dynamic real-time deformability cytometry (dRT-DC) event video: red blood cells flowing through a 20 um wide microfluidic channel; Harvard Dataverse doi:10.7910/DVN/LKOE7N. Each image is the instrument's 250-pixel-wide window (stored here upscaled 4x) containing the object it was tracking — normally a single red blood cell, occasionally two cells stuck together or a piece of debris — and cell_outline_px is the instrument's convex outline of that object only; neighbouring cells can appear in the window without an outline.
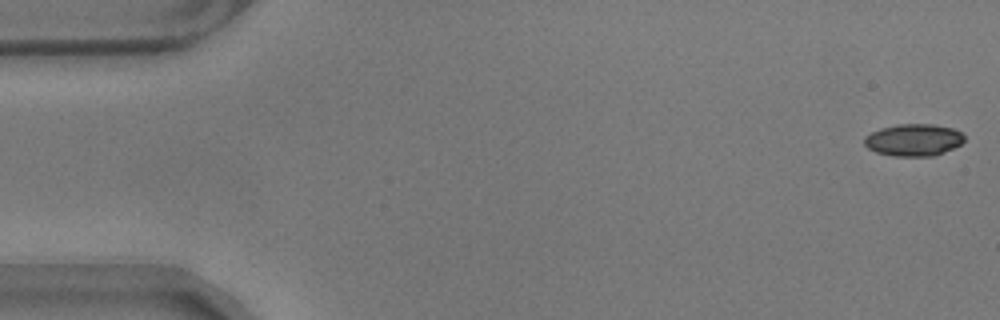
{"species": "common noctule bat (a hibernating species)", "species_latin": "Nyctalus noctula", "temperature_condition": "warm", "stored_images_in_passage": 57, "camera_frame_rate_fps": 3000, "um_per_image_px": 0.085, "animal": {"sex": "male", "body_mass_g": 17.9}, "frame": {"image": 1, "passage_image": 1, "time_ms": 0.0, "image_size_px": [1000, 320], "cell_outline_px": [[964, 140], [960, 144], [944, 152], [932, 156], [892, 156], [876, 152], [868, 148], [864, 144], [864, 136], [880, 128], [896, 124], [932, 124], [952, 128], [960, 132], [964, 136]], "centroid_in_image_um": [77.62, 11.89], "position_along_channel_um": 7.4, "area_um2": 18.67}}
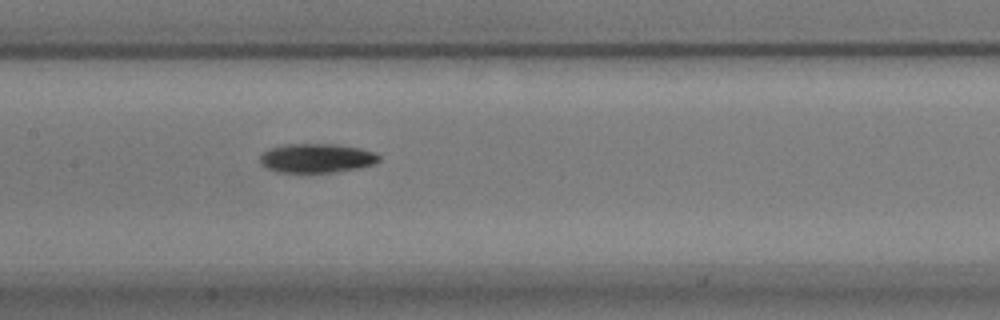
{"frame": {"image": 2, "passage_image": 27, "time_ms": 8.667, "image_size_px": [1000, 320], "cell_outline_px": [[380, 160], [372, 164], [360, 168], [332, 172], [276, 172], [264, 168], [260, 164], [260, 156], [268, 148], [284, 144], [336, 144], [360, 148], [376, 152], [380, 156]], "centroid_in_image_um": [26.89, 13.44], "position_along_channel_um": 180.5, "area_um2": 20.4}}
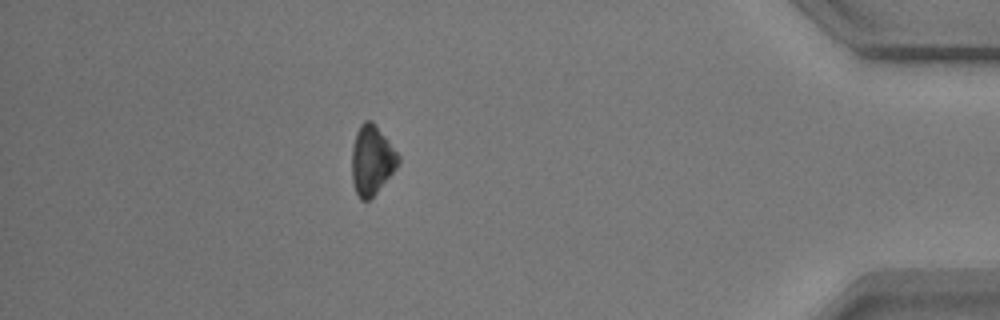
{"frame": {"image": 3, "passage_image": 50, "time_ms": 16.333, "image_size_px": [1000, 320], "cell_outline_px": [[400, 160], [396, 168], [376, 192], [368, 200], [360, 200], [356, 192], [352, 180], [352, 148], [356, 132], [360, 124], [364, 120], [372, 120], [388, 140], [400, 156]], "centroid_in_image_um": [31.59, 13.58], "position_along_channel_um": 403.6, "area_um2": 18.61}, "authors_computed_cell_mechanics": {"area_um2": 19.3052, "velocity_mm_per_s": 3.5267, "shape_relaxation_time_tau1_ms": 3.2824, "shape_relaxation_time_tau2_ms": null, "deformation_change_tau1": 0.1377, "deformation_change_tau2": null}}